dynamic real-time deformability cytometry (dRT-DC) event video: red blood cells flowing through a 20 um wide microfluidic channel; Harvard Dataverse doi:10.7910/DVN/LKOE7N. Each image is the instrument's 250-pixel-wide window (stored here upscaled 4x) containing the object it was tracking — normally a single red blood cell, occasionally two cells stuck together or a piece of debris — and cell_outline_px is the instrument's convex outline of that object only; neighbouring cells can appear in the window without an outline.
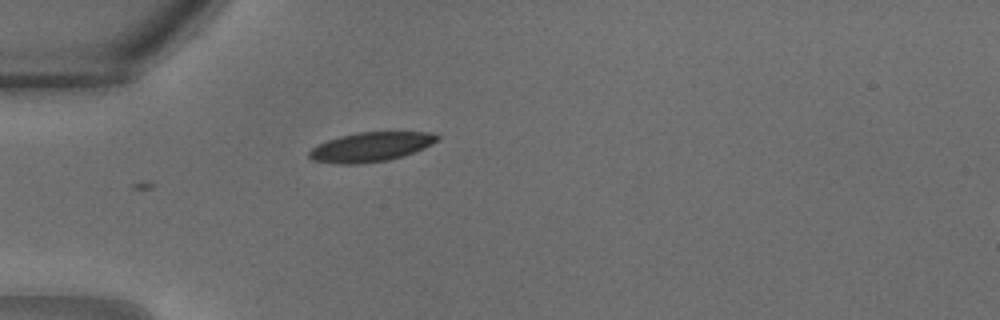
{"species": "common noctule bat (a hibernating species)", "species_latin": "Nyctalus noctula", "temperature_condition": "warm", "stored_images_in_passage": 19, "camera_frame_rate_fps": 3000, "um_per_image_px": 0.085, "animal": {"sex": "male", "body_mass_g": 18.8}, "frame": {"image": 1, "passage_image": 1, "time_ms": 0.0, "image_size_px": [1000, 320], "cell_outline_px": [[440, 140], [424, 148], [404, 156], [388, 160], [360, 164], [332, 164], [312, 160], [308, 156], [308, 152], [312, 148], [328, 140], [340, 136], [360, 132], [436, 132], [440, 136]], "centroid_in_image_um": [31.55, 12.49], "position_along_channel_um": 53.4, "area_um2": 22.14}}